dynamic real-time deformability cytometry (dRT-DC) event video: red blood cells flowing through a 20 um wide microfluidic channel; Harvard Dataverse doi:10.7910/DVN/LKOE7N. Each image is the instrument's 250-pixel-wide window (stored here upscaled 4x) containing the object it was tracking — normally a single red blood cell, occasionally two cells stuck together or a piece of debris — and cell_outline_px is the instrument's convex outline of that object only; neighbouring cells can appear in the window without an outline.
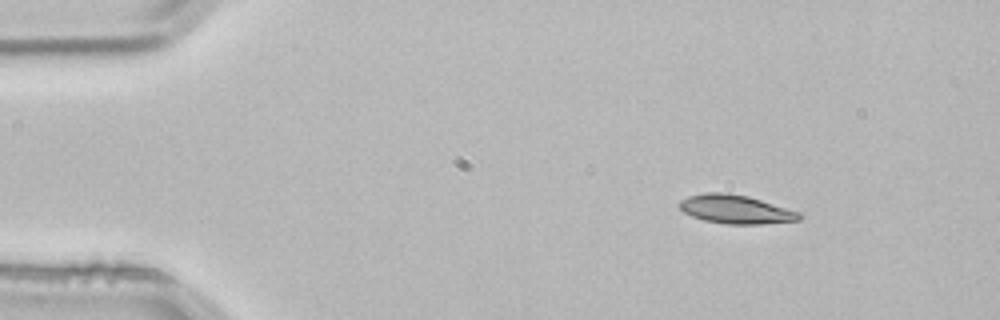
{"species": "common noctule bat (a hibernating species)", "species_latin": "Nyctalus noctula", "temperature_condition": "room temperature", "stored_images_in_passage": 2, "camera_frame_rate_fps": 3000, "um_per_image_px": 0.085, "animal": {"sex": "male", "body_mass_g": 21.5, "forearm_length_mm": 52.0}, "frame": {"image": 1, "passage_image": 1, "time_ms": 0.0, "image_size_px": [1000, 320], "cell_outline_px": [[800, 220], [760, 224], [728, 224], [704, 220], [692, 216], [684, 212], [676, 204], [680, 200], [688, 196], [704, 192], [728, 192], [748, 196], [800, 212]], "centroid_in_image_um": [62.49, 17.78], "position_along_channel_um": 22.5, "area_um2": 20.06}}